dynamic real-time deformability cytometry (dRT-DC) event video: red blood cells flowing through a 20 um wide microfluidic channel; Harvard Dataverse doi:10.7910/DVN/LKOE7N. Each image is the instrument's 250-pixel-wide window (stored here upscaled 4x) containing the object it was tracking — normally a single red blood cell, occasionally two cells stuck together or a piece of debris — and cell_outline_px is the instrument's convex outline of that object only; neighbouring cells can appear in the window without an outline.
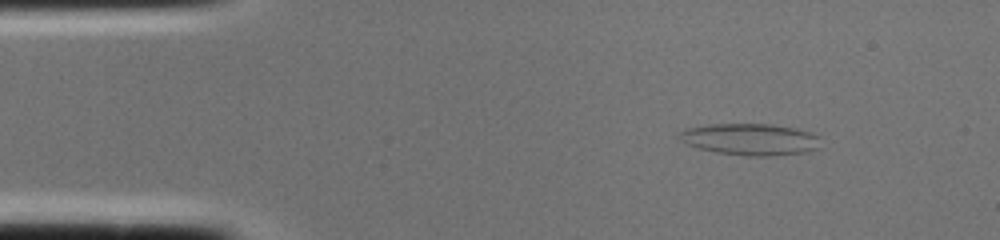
{"species": "common noctule bat (a hibernating species)", "species_latin": "Nyctalus noctula", "temperature_condition": "cold", "stored_images_in_passage": 1, "camera_frame_rate_fps": 3000, "um_per_image_px": 0.085, "animal": {"sex": "female", "body_mass_g": 22.0, "forearm_length_mm": 56.7}, "frame": {"image": 1, "passage_image": 1, "time_ms": 0.0, "image_size_px": [1000, 240], "cell_outline_px": [[820, 136], [816, 148], [808, 152], [772, 156], [744, 156], [716, 152], [684, 144], [676, 136], [676, 132], [684, 128], [708, 124], [772, 124], [796, 128], [812, 132]], "centroid_in_image_um": [63.71, 11.83], "position_along_channel_um": 21.3, "area_um2": 26.53}}